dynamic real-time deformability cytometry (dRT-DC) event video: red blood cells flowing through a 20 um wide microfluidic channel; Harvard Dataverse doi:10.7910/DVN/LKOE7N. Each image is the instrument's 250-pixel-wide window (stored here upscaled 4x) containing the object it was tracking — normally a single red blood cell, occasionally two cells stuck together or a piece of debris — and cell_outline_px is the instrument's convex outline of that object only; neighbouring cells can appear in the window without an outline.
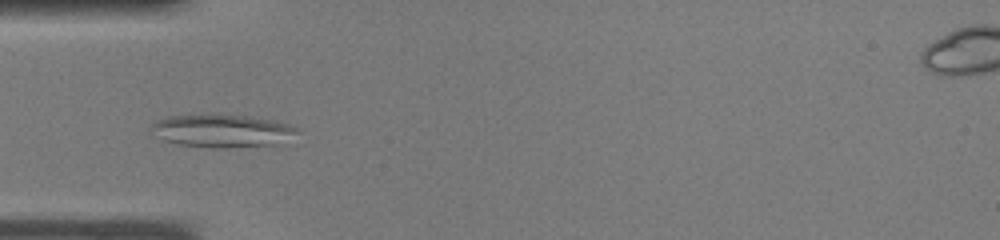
{"species": "common noctule bat (a hibernating species)", "species_latin": "Nyctalus noctula", "temperature_condition": "warm", "stored_images_in_passage": 34, "camera_frame_rate_fps": 3000, "um_per_image_px": 0.085, "animal": {"sex": "male", "body_mass_g": 19.0, "forearm_length_mm": 50.8}, "frame": {"image": 1, "passage_image": 9, "time_ms": 2.667, "image_size_px": [1000, 240], "cell_outline_px": [[296, 132], [280, 144], [228, 148], [212, 148], [176, 144], [152, 136], [148, 132], [148, 128], [156, 120], [168, 116], [212, 112], [248, 116], [272, 120], [288, 124], [296, 128]], "centroid_in_image_um": [18.74, 11.1], "position_along_channel_um": 66.3, "area_um2": 28.9}}
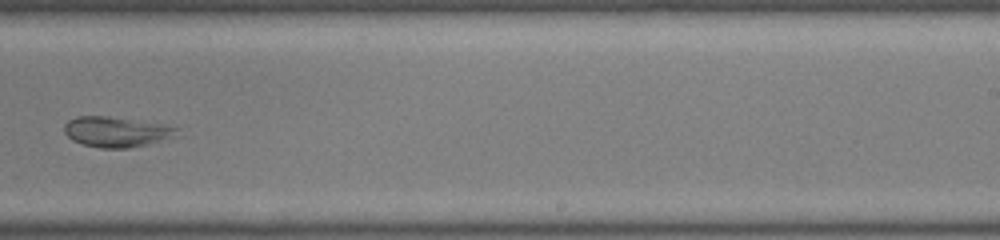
{"frame": {"image": 2, "passage_image": 21, "time_ms": 6.667, "image_size_px": [1000, 240], "cell_outline_px": [[180, 136], [148, 144], [128, 148], [100, 148], [84, 144], [72, 140], [64, 132], [64, 124], [68, 120], [76, 116], [108, 116], [180, 128]], "centroid_in_image_um": [9.9, 11.21], "position_along_channel_um": 279.1, "area_um2": 19.83}}
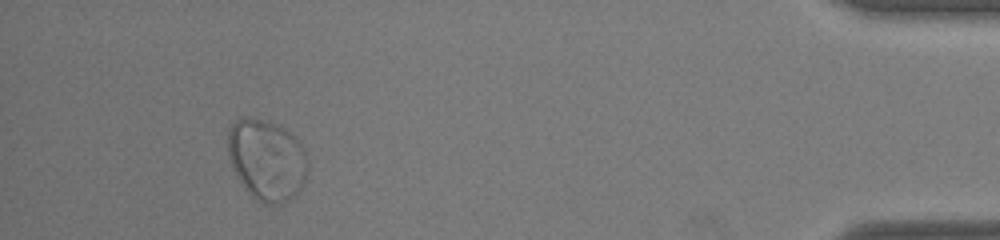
{"frame": {"image": 3, "passage_image": 32, "time_ms": 10.333, "image_size_px": [1000, 240], "cell_outline_px": [[308, 172], [304, 184], [284, 204], [264, 204], [256, 200], [252, 196], [236, 176], [228, 152], [228, 128], [236, 120], [244, 116], [264, 120], [284, 128], [300, 140], [308, 160]], "centroid_in_image_um": [22.69, 13.58], "position_along_channel_um": 412.5, "area_um2": 37.92}}